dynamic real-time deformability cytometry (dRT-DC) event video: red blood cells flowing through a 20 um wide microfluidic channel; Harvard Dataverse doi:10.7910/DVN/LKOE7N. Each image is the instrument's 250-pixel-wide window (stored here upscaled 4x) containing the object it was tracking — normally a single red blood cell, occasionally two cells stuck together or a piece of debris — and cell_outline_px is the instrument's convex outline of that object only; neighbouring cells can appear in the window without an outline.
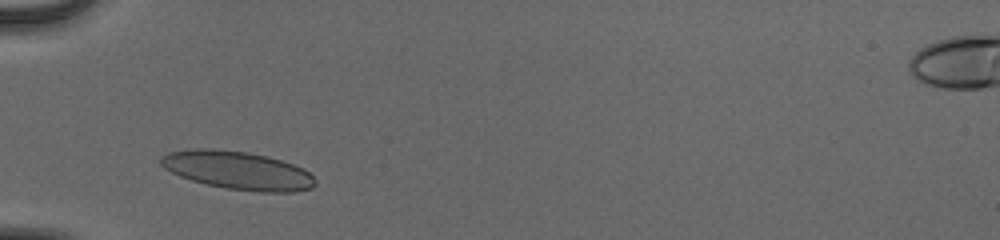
{"species": "human", "species_latin": "Homo sapiens", "temperature_condition": "cold", "stored_images_in_passage": 31, "camera_frame_rate_fps": 3000, "um_per_image_px": 0.085, "donor": {"sex": "male"}, "frame": {"image": 1, "passage_image": 4, "time_ms": 1.0, "image_size_px": [1000, 240], "cell_outline_px": [[316, 184], [312, 188], [292, 192], [260, 192], [224, 188], [204, 184], [180, 176], [164, 168], [160, 164], [160, 156], [168, 152], [196, 148], [212, 148], [248, 152], [268, 156], [304, 168], [316, 180]], "centroid_in_image_um": [20.19, 14.48], "position_along_channel_um": 64.8, "area_um2": 34.56}}
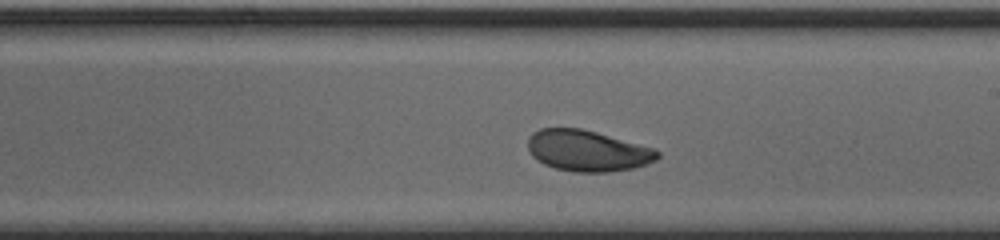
{"frame": {"image": 2, "passage_image": 18, "time_ms": 5.667, "image_size_px": [1000, 240], "cell_outline_px": [[660, 156], [656, 160], [648, 164], [632, 168], [608, 172], [572, 172], [556, 168], [544, 164], [536, 160], [532, 156], [528, 148], [528, 136], [532, 132], [540, 128], [580, 128], [596, 132], [656, 148], [660, 152]], "centroid_in_image_um": [49.94, 12.81], "position_along_channel_um": 239.1, "area_um2": 31.27}}
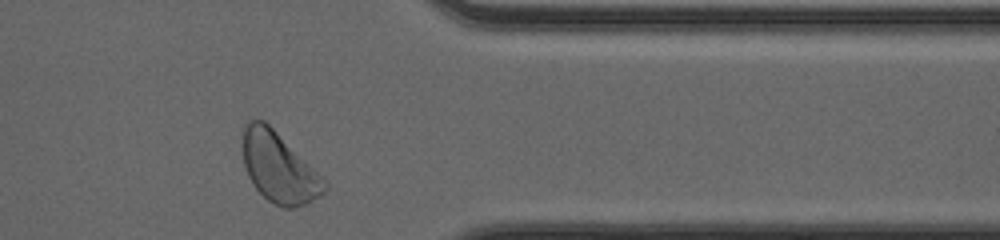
{"frame": {"image": 3, "passage_image": 30, "time_ms": 9.667, "image_size_px": [1000, 240], "cell_outline_px": [[328, 188], [320, 196], [304, 204], [292, 208], [284, 208], [268, 200], [252, 184], [248, 176], [244, 164], [244, 124], [248, 120], [264, 120], [328, 184]], "centroid_in_image_um": [23.69, 14.27], "position_along_channel_um": 387.7, "area_um2": 32.31}, "authors_computed_cell_mechanics": {"area_um2": 31.4432, "velocity_mm_per_s": 3.8902, "shape_relaxation_time_tau1_ms": 1.9712, "shape_relaxation_time_tau2_ms": 1.8558, "deformation_change_tau1": 0.1098, "deformation_change_tau2": 0.0798}}